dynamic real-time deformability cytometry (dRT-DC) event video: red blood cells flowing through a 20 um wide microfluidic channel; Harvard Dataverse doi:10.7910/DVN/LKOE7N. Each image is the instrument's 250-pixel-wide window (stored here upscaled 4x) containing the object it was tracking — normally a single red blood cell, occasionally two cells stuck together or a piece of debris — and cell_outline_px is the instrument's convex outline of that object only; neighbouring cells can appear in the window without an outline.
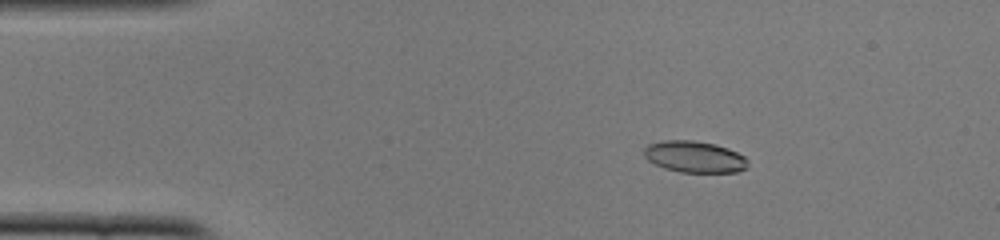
{"species": "common noctule bat (a hibernating species)", "species_latin": "Nyctalus noctula", "temperature_condition": "cold", "stored_images_in_passage": 13, "camera_frame_rate_fps": 3000, "um_per_image_px": 0.085, "animal": {"sex": "female", "body_mass_g": 22.0, "forearm_length_mm": 56.7}, "frame": {"image": 1, "passage_image": 8, "time_ms": 2.333, "image_size_px": [1000, 240], "cell_outline_px": [[748, 164], [744, 168], [736, 172], [680, 172], [664, 168], [648, 160], [644, 156], [644, 148], [648, 144], [664, 140], [692, 140], [716, 144], [728, 148], [744, 156], [748, 160]], "centroid_in_image_um": [59.02, 13.32], "position_along_channel_um": 26.0, "area_um2": 19.02}}